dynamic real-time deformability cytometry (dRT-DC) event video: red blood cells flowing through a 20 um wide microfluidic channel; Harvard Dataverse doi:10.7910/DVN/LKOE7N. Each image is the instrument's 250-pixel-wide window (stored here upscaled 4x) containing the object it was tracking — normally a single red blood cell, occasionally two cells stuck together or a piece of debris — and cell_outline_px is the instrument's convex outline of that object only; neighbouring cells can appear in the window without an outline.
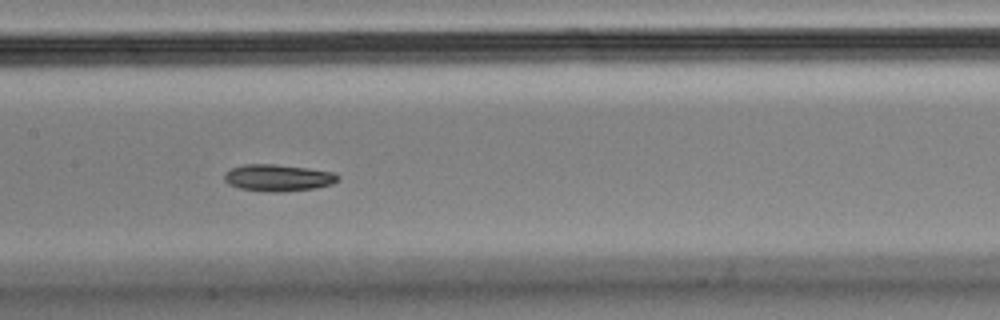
{"species": "Egyptian fruit bat (a non-hibernating species)", "species_latin": "Rousettus aegyptiacus", "temperature_condition": "cold", "stored_images_in_passage": 23, "camera_frame_rate_fps": 3000, "um_per_image_px": 0.085, "animal": {"sex": "male"}, "frame": {"image": 1, "passage_image": 20, "time_ms": 6.333, "image_size_px": [1000, 320], "cell_outline_px": [[340, 176], [332, 184], [316, 188], [280, 192], [272, 192], [240, 188], [228, 184], [224, 180], [224, 172], [232, 168], [244, 164], [276, 164], [308, 168], [332, 172]], "centroid_in_image_um": [23.61, 15.1], "position_along_channel_um": 183.8, "area_um2": 17.69}}